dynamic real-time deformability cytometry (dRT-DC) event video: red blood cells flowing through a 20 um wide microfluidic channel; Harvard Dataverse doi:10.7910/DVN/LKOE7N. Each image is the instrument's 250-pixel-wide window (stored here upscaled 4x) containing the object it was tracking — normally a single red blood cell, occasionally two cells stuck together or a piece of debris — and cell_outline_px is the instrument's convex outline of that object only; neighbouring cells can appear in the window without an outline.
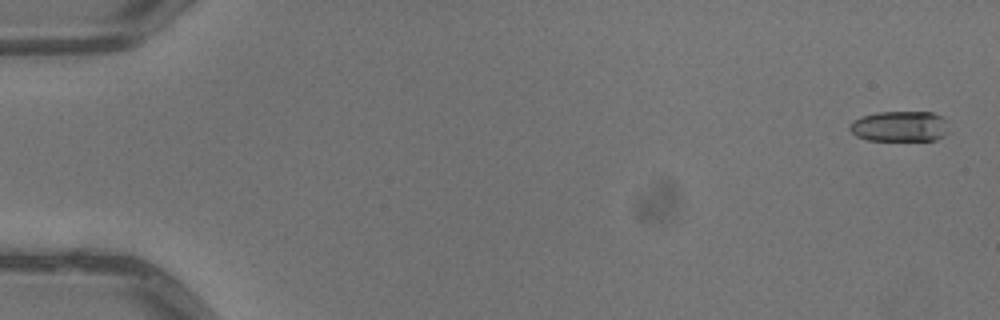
{"species": "common noctule bat (a hibernating species)", "species_latin": "Nyctalus noctula", "temperature_condition": "warm", "stored_images_in_passage": 4, "camera_frame_rate_fps": 3000, "um_per_image_px": 0.085, "animal": {"sex": "male", "body_mass_g": 13.3}, "frame": {"image": 1, "passage_image": 1, "time_ms": 0.0, "image_size_px": [1000, 320], "cell_outline_px": [[948, 132], [944, 136], [936, 140], [868, 140], [856, 136], [848, 128], [852, 120], [860, 116], [876, 112], [932, 112], [944, 116], [948, 120]], "centroid_in_image_um": [76.51, 10.73], "position_along_channel_um": 8.5, "area_um2": 18.03}}